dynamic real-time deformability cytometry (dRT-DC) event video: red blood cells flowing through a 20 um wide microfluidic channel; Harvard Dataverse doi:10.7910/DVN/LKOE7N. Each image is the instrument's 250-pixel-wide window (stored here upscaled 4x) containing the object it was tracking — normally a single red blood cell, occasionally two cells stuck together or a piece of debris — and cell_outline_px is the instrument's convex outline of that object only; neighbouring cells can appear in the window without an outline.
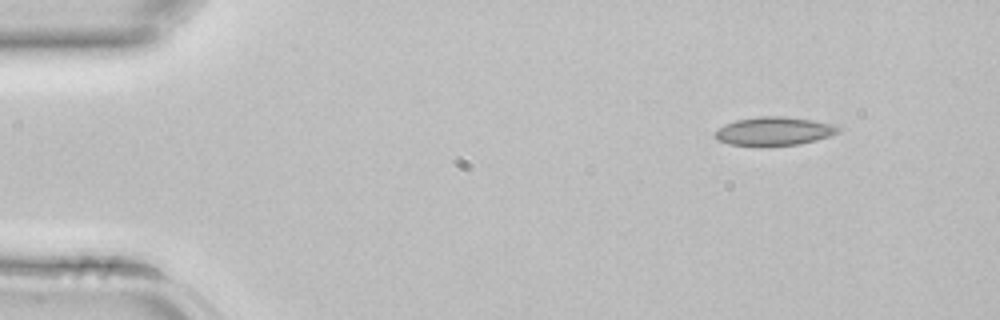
{"species": "common noctule bat (a hibernating species)", "species_latin": "Nyctalus noctula", "temperature_condition": "room temperature", "stored_images_in_passage": 3, "camera_frame_rate_fps": 3000, "um_per_image_px": 0.085, "animal": {"sex": "female", "body_mass_g": 22.7, "forearm_length_mm": 54.2}, "frame": {"image": 1, "passage_image": 1, "time_ms": 0.0, "image_size_px": [1000, 320], "cell_outline_px": [[840, 132], [816, 140], [800, 144], [768, 148], [728, 144], [716, 140], [712, 136], [724, 124], [736, 120], [760, 116], [784, 116], [812, 120], [832, 124], [840, 128]], "centroid_in_image_um": [65.75, 11.18], "position_along_channel_um": 19.3, "area_um2": 21.04}}
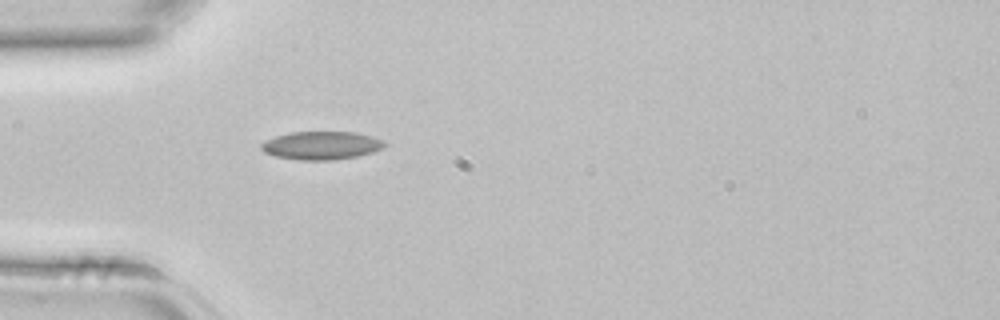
{"frame": {"image": 2, "passage_image": 3, "time_ms": 0.667, "image_size_px": [1000, 320], "cell_outline_px": [[388, 144], [384, 148], [372, 152], [356, 156], [332, 160], [296, 160], [276, 156], [264, 152], [260, 148], [260, 144], [276, 136], [288, 132], [356, 132], [372, 136], [384, 140]], "centroid_in_image_um": [27.35, 12.36], "position_along_channel_um": 57.7, "area_um2": 20.35}}